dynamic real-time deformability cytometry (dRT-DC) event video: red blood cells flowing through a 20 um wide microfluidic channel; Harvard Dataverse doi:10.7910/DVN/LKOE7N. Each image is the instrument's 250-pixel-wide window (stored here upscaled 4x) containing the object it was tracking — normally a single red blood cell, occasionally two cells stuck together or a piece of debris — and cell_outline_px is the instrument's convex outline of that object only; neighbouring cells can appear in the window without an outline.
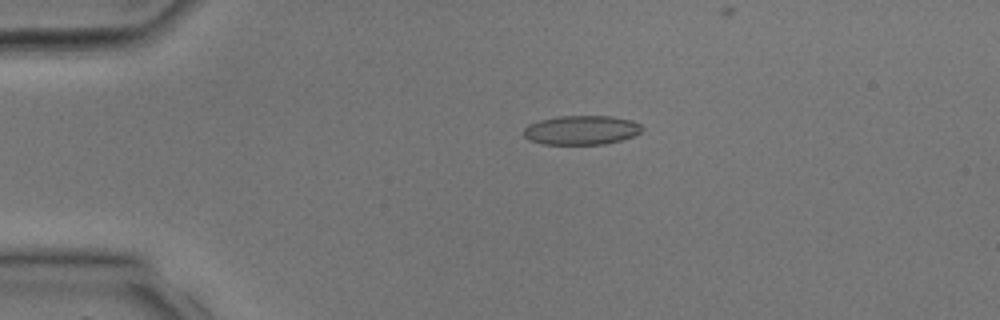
{"species": "common noctule bat (a hibernating species)", "species_latin": "Nyctalus noctula", "temperature_condition": "room temperature", "stored_images_in_passage": 28, "camera_frame_rate_fps": 3000, "um_per_image_px": 0.085, "animal": {"sex": "male", "body_mass_g": 17.9, "forearm_length_mm": 54.2}, "frame": {"image": 1, "passage_image": 2, "time_ms": 0.333, "image_size_px": [1000, 320], "cell_outline_px": [[644, 128], [640, 132], [632, 136], [620, 140], [604, 144], [544, 144], [528, 140], [524, 136], [524, 128], [528, 124], [540, 120], [556, 116], [612, 116], [632, 120], [640, 124]], "centroid_in_image_um": [49.4, 11.05], "position_along_channel_um": 35.6, "area_um2": 20.17}}
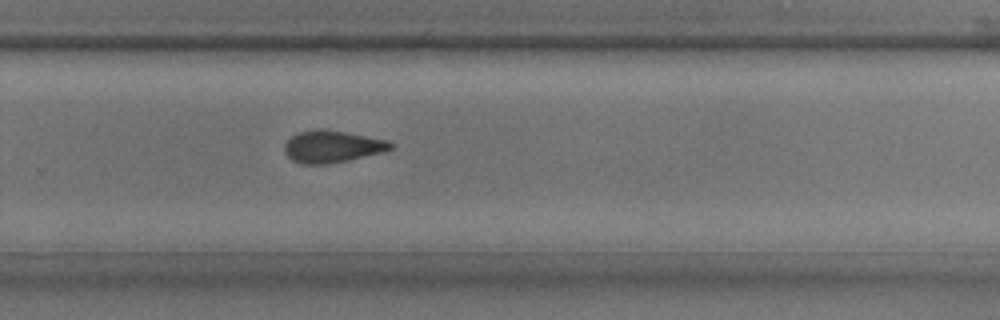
{"frame": {"image": 2, "passage_image": 17, "time_ms": 5.333, "image_size_px": [1000, 320], "cell_outline_px": [[396, 144], [392, 148], [384, 152], [348, 160], [324, 164], [304, 164], [292, 160], [284, 152], [284, 144], [296, 132], [316, 128], [344, 132], [388, 140]], "centroid_in_image_um": [28.23, 12.45], "position_along_channel_um": 301.6, "area_um2": 19.83}}
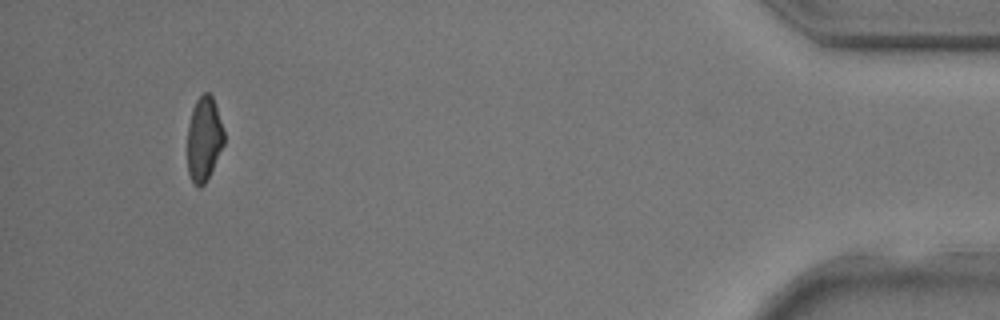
{"frame": {"image": 3, "passage_image": 26, "time_ms": 8.333, "image_size_px": [1000, 320], "cell_outline_px": [[224, 144], [204, 184], [200, 188], [192, 184], [188, 172], [188, 124], [192, 108], [196, 100], [204, 92], [208, 92], [212, 96], [224, 132]], "centroid_in_image_um": [17.32, 11.82], "position_along_channel_um": 417.9, "area_um2": 17.8}}